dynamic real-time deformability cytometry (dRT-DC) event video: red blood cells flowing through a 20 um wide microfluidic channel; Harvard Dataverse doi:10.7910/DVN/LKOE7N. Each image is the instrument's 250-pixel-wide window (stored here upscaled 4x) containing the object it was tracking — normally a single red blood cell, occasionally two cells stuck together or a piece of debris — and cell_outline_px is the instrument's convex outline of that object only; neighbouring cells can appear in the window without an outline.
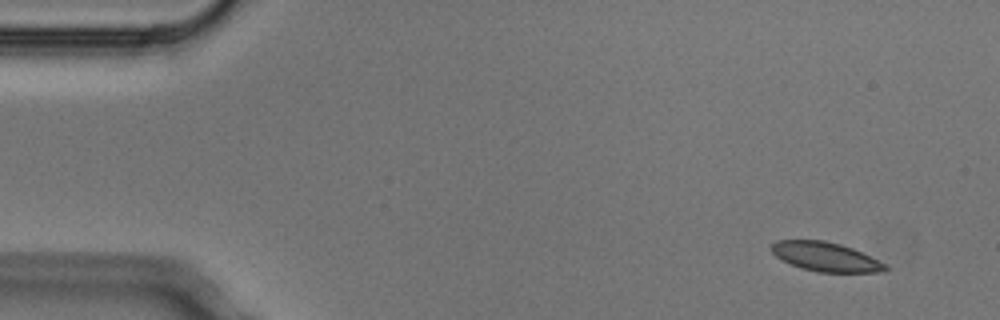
{"species": "Egyptian fruit bat (a non-hibernating species)", "species_latin": "Rousettus aegyptiacus", "temperature_condition": "cold", "stored_images_in_passage": 5, "camera_frame_rate_fps": 3000, "um_per_image_px": 0.085, "animal": {"sex": "male"}, "frame": {"image": 1, "passage_image": 2, "time_ms": 0.333, "image_size_px": [1000, 320], "cell_outline_px": [[888, 268], [884, 272], [820, 272], [800, 268], [776, 256], [772, 252], [772, 244], [776, 240], [824, 240], [840, 244], [852, 248], [888, 264]], "centroid_in_image_um": [70.22, 21.83], "position_along_channel_um": 14.8, "area_um2": 19.25}}
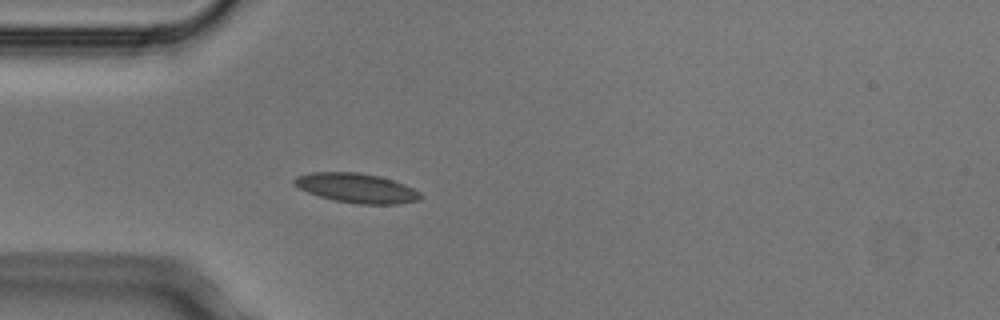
{"frame": {"image": 2, "passage_image": 5, "time_ms": 1.333, "image_size_px": [1000, 320], "cell_outline_px": [[424, 196], [420, 200], [396, 204], [356, 204], [336, 200], [320, 196], [308, 192], [292, 184], [292, 180], [296, 176], [312, 172], [356, 172], [380, 176], [404, 184], [420, 192]], "centroid_in_image_um": [30.31, 15.98], "position_along_channel_um": 54.7, "area_um2": 21.68}}